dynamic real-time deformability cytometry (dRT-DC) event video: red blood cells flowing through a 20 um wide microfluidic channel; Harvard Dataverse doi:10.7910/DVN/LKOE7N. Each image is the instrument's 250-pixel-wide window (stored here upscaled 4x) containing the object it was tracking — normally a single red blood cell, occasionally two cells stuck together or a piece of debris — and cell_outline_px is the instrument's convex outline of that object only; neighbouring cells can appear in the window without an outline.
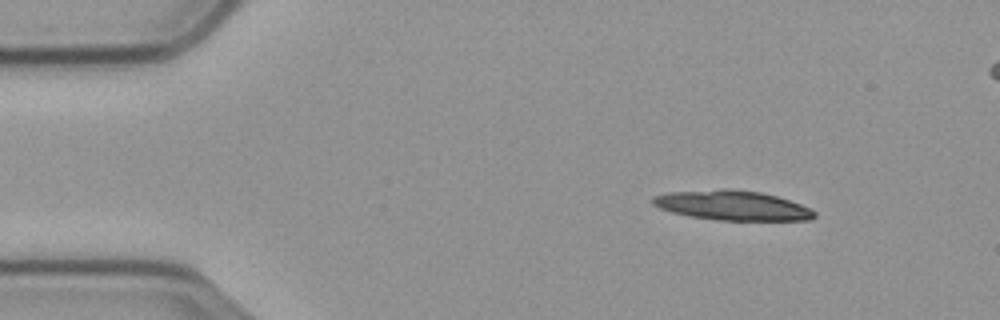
{"species": "common noctule bat (a hibernating species)", "species_latin": "Nyctalus noctula", "temperature_condition": "cold", "stored_images_in_passage": 10, "camera_frame_rate_fps": 3000, "um_per_image_px": 0.085, "animal": {"sex": "male", "body_mass_g": 23.1, "forearm_length_mm": 52.7}, "frame": {"image": 1, "passage_image": 1, "time_ms": 0.0, "image_size_px": [1000, 320], "cell_outline_px": [[816, 216], [812, 220], [720, 220], [688, 216], [672, 212], [660, 208], [652, 204], [652, 196], [668, 192], [724, 188], [760, 192], [776, 196], [812, 208], [816, 212]], "centroid_in_image_um": [62.25, 17.46], "position_along_channel_um": 22.8, "area_um2": 28.03}}